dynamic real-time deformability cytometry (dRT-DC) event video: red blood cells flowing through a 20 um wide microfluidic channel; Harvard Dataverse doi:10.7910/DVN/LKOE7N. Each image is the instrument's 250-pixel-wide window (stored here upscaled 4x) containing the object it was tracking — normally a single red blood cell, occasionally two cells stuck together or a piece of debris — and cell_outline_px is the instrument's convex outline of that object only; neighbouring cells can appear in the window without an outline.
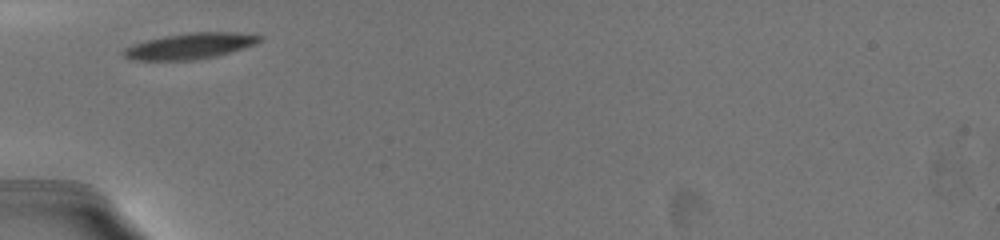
{"species": "common noctule bat (a hibernating species)", "species_latin": "Nyctalus noctula", "temperature_condition": "warm", "stored_images_in_passage": 2, "camera_frame_rate_fps": 3000, "um_per_image_px": 0.085, "animal": {"sex": "female", "body_mass_g": 19.5, "forearm_length_mm": 54.1}, "frame": {"image": 1, "passage_image": 1, "time_ms": 0.0, "image_size_px": [1000, 240], "cell_outline_px": [[264, 40], [256, 44], [228, 52], [212, 56], [188, 60], [136, 60], [124, 56], [120, 52], [124, 48], [132, 44], [144, 40], [164, 36], [188, 32], [232, 32], [264, 36]], "centroid_in_image_um": [16.12, 3.89], "position_along_channel_um": 68.9, "area_um2": 20.4}}